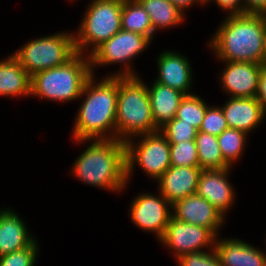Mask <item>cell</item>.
<instances>
[{"label":"cell","instance_id":"obj_1","mask_svg":"<svg viewBox=\"0 0 266 266\" xmlns=\"http://www.w3.org/2000/svg\"><path fill=\"white\" fill-rule=\"evenodd\" d=\"M94 80L93 74L81 93V96L88 95L79 108L74 125L73 137L79 142L116 139L118 76L103 78L97 85Z\"/></svg>","mask_w":266,"mask_h":266},{"label":"cell","instance_id":"obj_2","mask_svg":"<svg viewBox=\"0 0 266 266\" xmlns=\"http://www.w3.org/2000/svg\"><path fill=\"white\" fill-rule=\"evenodd\" d=\"M209 42L222 61H243L263 65L266 15H228Z\"/></svg>","mask_w":266,"mask_h":266},{"label":"cell","instance_id":"obj_3","mask_svg":"<svg viewBox=\"0 0 266 266\" xmlns=\"http://www.w3.org/2000/svg\"><path fill=\"white\" fill-rule=\"evenodd\" d=\"M75 176L91 186L123 190L126 180V145L119 139L93 140L73 166Z\"/></svg>","mask_w":266,"mask_h":266},{"label":"cell","instance_id":"obj_4","mask_svg":"<svg viewBox=\"0 0 266 266\" xmlns=\"http://www.w3.org/2000/svg\"><path fill=\"white\" fill-rule=\"evenodd\" d=\"M158 131L153 121L147 85L137 76H118L116 139L126 142L128 135L142 137Z\"/></svg>","mask_w":266,"mask_h":266},{"label":"cell","instance_id":"obj_5","mask_svg":"<svg viewBox=\"0 0 266 266\" xmlns=\"http://www.w3.org/2000/svg\"><path fill=\"white\" fill-rule=\"evenodd\" d=\"M77 53L62 66L39 71L31 77V95L55 101L81 97L84 85L93 75L90 58Z\"/></svg>","mask_w":266,"mask_h":266},{"label":"cell","instance_id":"obj_6","mask_svg":"<svg viewBox=\"0 0 266 266\" xmlns=\"http://www.w3.org/2000/svg\"><path fill=\"white\" fill-rule=\"evenodd\" d=\"M122 6L123 0H93L91 2L79 32L74 34L77 53L83 54L84 48L91 45L93 46L90 51L92 53L104 41L109 40L122 29Z\"/></svg>","mask_w":266,"mask_h":266},{"label":"cell","instance_id":"obj_7","mask_svg":"<svg viewBox=\"0 0 266 266\" xmlns=\"http://www.w3.org/2000/svg\"><path fill=\"white\" fill-rule=\"evenodd\" d=\"M76 54L74 35L65 32L30 41L13 56L32 77L39 71L64 65Z\"/></svg>","mask_w":266,"mask_h":266},{"label":"cell","instance_id":"obj_8","mask_svg":"<svg viewBox=\"0 0 266 266\" xmlns=\"http://www.w3.org/2000/svg\"><path fill=\"white\" fill-rule=\"evenodd\" d=\"M140 143H132L130 138L126 145V180L130 178L135 162L149 176L158 180L171 167L170 143L160 132L144 134ZM134 146V147H133Z\"/></svg>","mask_w":266,"mask_h":266},{"label":"cell","instance_id":"obj_9","mask_svg":"<svg viewBox=\"0 0 266 266\" xmlns=\"http://www.w3.org/2000/svg\"><path fill=\"white\" fill-rule=\"evenodd\" d=\"M151 39L150 37L121 29L89 54L91 66L123 62L126 63V69L122 71L123 73H116L111 76H137L130 70L128 63L133 57H136V55L146 49Z\"/></svg>","mask_w":266,"mask_h":266},{"label":"cell","instance_id":"obj_10","mask_svg":"<svg viewBox=\"0 0 266 266\" xmlns=\"http://www.w3.org/2000/svg\"><path fill=\"white\" fill-rule=\"evenodd\" d=\"M216 237L206 227L181 222L171 217L160 241L173 249L178 259L188 253L203 251L202 247L215 245Z\"/></svg>","mask_w":266,"mask_h":266},{"label":"cell","instance_id":"obj_11","mask_svg":"<svg viewBox=\"0 0 266 266\" xmlns=\"http://www.w3.org/2000/svg\"><path fill=\"white\" fill-rule=\"evenodd\" d=\"M160 196L141 194L134 199L131 205V219L144 230L156 233L160 240L166 230L172 214L168 206H172L160 193Z\"/></svg>","mask_w":266,"mask_h":266},{"label":"cell","instance_id":"obj_12","mask_svg":"<svg viewBox=\"0 0 266 266\" xmlns=\"http://www.w3.org/2000/svg\"><path fill=\"white\" fill-rule=\"evenodd\" d=\"M171 208L172 217L178 221L206 227L215 235L224 221L220 211L197 193L176 201Z\"/></svg>","mask_w":266,"mask_h":266},{"label":"cell","instance_id":"obj_13","mask_svg":"<svg viewBox=\"0 0 266 266\" xmlns=\"http://www.w3.org/2000/svg\"><path fill=\"white\" fill-rule=\"evenodd\" d=\"M227 66L221 76V83L232 97H256L262 64L243 61H224Z\"/></svg>","mask_w":266,"mask_h":266},{"label":"cell","instance_id":"obj_14","mask_svg":"<svg viewBox=\"0 0 266 266\" xmlns=\"http://www.w3.org/2000/svg\"><path fill=\"white\" fill-rule=\"evenodd\" d=\"M230 168L202 170L198 180L197 194L209 201L224 216L232 205L235 193L228 182Z\"/></svg>","mask_w":266,"mask_h":266},{"label":"cell","instance_id":"obj_15","mask_svg":"<svg viewBox=\"0 0 266 266\" xmlns=\"http://www.w3.org/2000/svg\"><path fill=\"white\" fill-rule=\"evenodd\" d=\"M202 169L200 167L171 166L158 179L159 190L168 202L173 205L197 192L198 180Z\"/></svg>","mask_w":266,"mask_h":266},{"label":"cell","instance_id":"obj_16","mask_svg":"<svg viewBox=\"0 0 266 266\" xmlns=\"http://www.w3.org/2000/svg\"><path fill=\"white\" fill-rule=\"evenodd\" d=\"M222 111L229 128L243 131L246 134L255 129L265 117L262 105L256 97H231L222 106Z\"/></svg>","mask_w":266,"mask_h":266},{"label":"cell","instance_id":"obj_17","mask_svg":"<svg viewBox=\"0 0 266 266\" xmlns=\"http://www.w3.org/2000/svg\"><path fill=\"white\" fill-rule=\"evenodd\" d=\"M159 75L156 82L190 95L192 72L186 57L177 52L166 51L158 57Z\"/></svg>","mask_w":266,"mask_h":266},{"label":"cell","instance_id":"obj_18","mask_svg":"<svg viewBox=\"0 0 266 266\" xmlns=\"http://www.w3.org/2000/svg\"><path fill=\"white\" fill-rule=\"evenodd\" d=\"M214 250L221 266H266V254L238 239H216Z\"/></svg>","mask_w":266,"mask_h":266},{"label":"cell","instance_id":"obj_19","mask_svg":"<svg viewBox=\"0 0 266 266\" xmlns=\"http://www.w3.org/2000/svg\"><path fill=\"white\" fill-rule=\"evenodd\" d=\"M147 89L153 121L156 128L160 130L175 117L179 104L185 94L156 81L152 87L148 88L147 86Z\"/></svg>","mask_w":266,"mask_h":266},{"label":"cell","instance_id":"obj_20","mask_svg":"<svg viewBox=\"0 0 266 266\" xmlns=\"http://www.w3.org/2000/svg\"><path fill=\"white\" fill-rule=\"evenodd\" d=\"M25 226L12 210H0V257L24 249L35 241Z\"/></svg>","mask_w":266,"mask_h":266},{"label":"cell","instance_id":"obj_21","mask_svg":"<svg viewBox=\"0 0 266 266\" xmlns=\"http://www.w3.org/2000/svg\"><path fill=\"white\" fill-rule=\"evenodd\" d=\"M0 95H31V76L13 54L0 62Z\"/></svg>","mask_w":266,"mask_h":266},{"label":"cell","instance_id":"obj_22","mask_svg":"<svg viewBox=\"0 0 266 266\" xmlns=\"http://www.w3.org/2000/svg\"><path fill=\"white\" fill-rule=\"evenodd\" d=\"M148 13L153 31L182 22L184 14L170 0H137Z\"/></svg>","mask_w":266,"mask_h":266},{"label":"cell","instance_id":"obj_23","mask_svg":"<svg viewBox=\"0 0 266 266\" xmlns=\"http://www.w3.org/2000/svg\"><path fill=\"white\" fill-rule=\"evenodd\" d=\"M121 28L150 38L154 33L148 13L137 0H123Z\"/></svg>","mask_w":266,"mask_h":266},{"label":"cell","instance_id":"obj_24","mask_svg":"<svg viewBox=\"0 0 266 266\" xmlns=\"http://www.w3.org/2000/svg\"><path fill=\"white\" fill-rule=\"evenodd\" d=\"M195 141L202 170L231 168L223 159L217 136L198 131Z\"/></svg>","mask_w":266,"mask_h":266},{"label":"cell","instance_id":"obj_25","mask_svg":"<svg viewBox=\"0 0 266 266\" xmlns=\"http://www.w3.org/2000/svg\"><path fill=\"white\" fill-rule=\"evenodd\" d=\"M206 104L197 95H185L179 104L175 118L180 119L181 123L191 124L199 130L208 107Z\"/></svg>","mask_w":266,"mask_h":266},{"label":"cell","instance_id":"obj_26","mask_svg":"<svg viewBox=\"0 0 266 266\" xmlns=\"http://www.w3.org/2000/svg\"><path fill=\"white\" fill-rule=\"evenodd\" d=\"M218 138L223 159L232 166V162L240 158L246 142V133L234 128L224 130Z\"/></svg>","mask_w":266,"mask_h":266},{"label":"cell","instance_id":"obj_27","mask_svg":"<svg viewBox=\"0 0 266 266\" xmlns=\"http://www.w3.org/2000/svg\"><path fill=\"white\" fill-rule=\"evenodd\" d=\"M171 166L200 167L195 140L170 143Z\"/></svg>","mask_w":266,"mask_h":266},{"label":"cell","instance_id":"obj_28","mask_svg":"<svg viewBox=\"0 0 266 266\" xmlns=\"http://www.w3.org/2000/svg\"><path fill=\"white\" fill-rule=\"evenodd\" d=\"M160 132L169 143H179L195 140L198 130L191 124L181 123L180 119L174 117L160 129Z\"/></svg>","mask_w":266,"mask_h":266},{"label":"cell","instance_id":"obj_29","mask_svg":"<svg viewBox=\"0 0 266 266\" xmlns=\"http://www.w3.org/2000/svg\"><path fill=\"white\" fill-rule=\"evenodd\" d=\"M37 243L34 241L24 249L13 251L0 257V266H33L38 253Z\"/></svg>","mask_w":266,"mask_h":266},{"label":"cell","instance_id":"obj_30","mask_svg":"<svg viewBox=\"0 0 266 266\" xmlns=\"http://www.w3.org/2000/svg\"><path fill=\"white\" fill-rule=\"evenodd\" d=\"M227 121L222 108L207 107L204 119L198 131L219 136L224 130L228 129Z\"/></svg>","mask_w":266,"mask_h":266},{"label":"cell","instance_id":"obj_31","mask_svg":"<svg viewBox=\"0 0 266 266\" xmlns=\"http://www.w3.org/2000/svg\"><path fill=\"white\" fill-rule=\"evenodd\" d=\"M199 251L185 254L178 258L179 266H221L216 251Z\"/></svg>","mask_w":266,"mask_h":266},{"label":"cell","instance_id":"obj_32","mask_svg":"<svg viewBox=\"0 0 266 266\" xmlns=\"http://www.w3.org/2000/svg\"><path fill=\"white\" fill-rule=\"evenodd\" d=\"M215 1L218 6L223 8V10L230 11V15H242L244 14V5L241 4L243 0H210Z\"/></svg>","mask_w":266,"mask_h":266},{"label":"cell","instance_id":"obj_33","mask_svg":"<svg viewBox=\"0 0 266 266\" xmlns=\"http://www.w3.org/2000/svg\"><path fill=\"white\" fill-rule=\"evenodd\" d=\"M243 3L245 4L244 14L266 15V0H245Z\"/></svg>","mask_w":266,"mask_h":266},{"label":"cell","instance_id":"obj_34","mask_svg":"<svg viewBox=\"0 0 266 266\" xmlns=\"http://www.w3.org/2000/svg\"><path fill=\"white\" fill-rule=\"evenodd\" d=\"M256 99L261 103L266 114V66L261 69L258 81Z\"/></svg>","mask_w":266,"mask_h":266},{"label":"cell","instance_id":"obj_35","mask_svg":"<svg viewBox=\"0 0 266 266\" xmlns=\"http://www.w3.org/2000/svg\"><path fill=\"white\" fill-rule=\"evenodd\" d=\"M181 12H184V9L187 8L189 5L191 6L194 1L197 3L200 2L199 0H170Z\"/></svg>","mask_w":266,"mask_h":266},{"label":"cell","instance_id":"obj_36","mask_svg":"<svg viewBox=\"0 0 266 266\" xmlns=\"http://www.w3.org/2000/svg\"><path fill=\"white\" fill-rule=\"evenodd\" d=\"M263 65L266 66V29L264 35Z\"/></svg>","mask_w":266,"mask_h":266},{"label":"cell","instance_id":"obj_37","mask_svg":"<svg viewBox=\"0 0 266 266\" xmlns=\"http://www.w3.org/2000/svg\"><path fill=\"white\" fill-rule=\"evenodd\" d=\"M200 1V3H206V2H210V0H199Z\"/></svg>","mask_w":266,"mask_h":266}]
</instances>
